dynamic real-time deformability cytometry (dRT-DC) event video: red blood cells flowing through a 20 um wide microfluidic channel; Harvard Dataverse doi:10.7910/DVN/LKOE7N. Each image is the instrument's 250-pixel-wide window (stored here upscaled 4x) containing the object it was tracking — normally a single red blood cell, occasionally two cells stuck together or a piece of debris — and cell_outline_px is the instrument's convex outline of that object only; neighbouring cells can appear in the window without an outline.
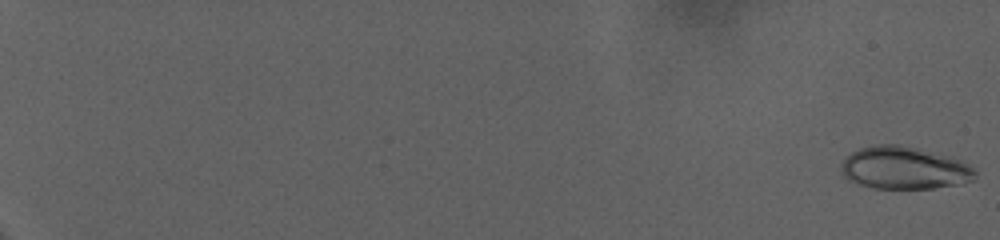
{"species": "human", "species_latin": "Homo sapiens", "temperature_condition": "warm", "stored_images_in_passage": 82, "camera_frame_rate_fps": 3000, "um_per_image_px": 0.085, "donor": {"sex": "female"}, "frame": {"image": 1, "passage_image": 1, "time_ms": 0.0, "image_size_px": [1000, 240], "cell_outline_px": [[976, 176], [972, 180], [964, 184], [932, 188], [872, 188], [856, 184], [848, 180], [844, 176], [840, 168], [840, 164], [852, 152], [860, 148], [872, 144], [896, 144], [916, 148], [952, 156], [964, 160], [976, 168]], "centroid_in_image_um": [76.9, 14.28], "position_along_channel_um": 8.1, "area_um2": 33.76}}
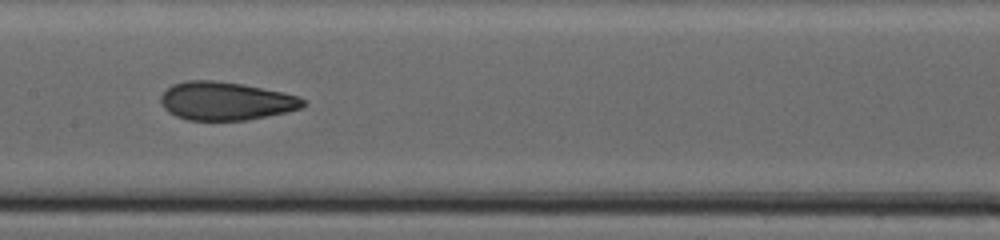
{"frame": {"image": 2, "passage_image": 49, "time_ms": 16.0, "image_size_px": [1000, 240], "cell_outline_px": [[308, 104], [300, 108], [288, 112], [248, 120], [188, 120], [176, 116], [168, 112], [164, 108], [160, 100], [160, 96], [172, 84], [184, 80], [212, 80], [244, 84], [284, 92], [300, 96]], "centroid_in_image_um": [19.22, 8.58], "position_along_channel_um": 188.2, "area_um2": 32.08}}
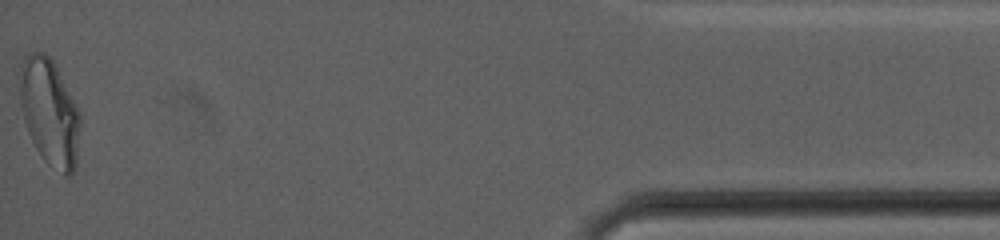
{"frame": {"image": 3, "passage_image": 82, "time_ms": 27.0, "image_size_px": [1000, 240], "cell_outline_px": [[80, 124], [76, 168], [68, 176], [64, 176], [48, 164], [44, 160], [36, 148], [28, 132], [24, 120], [20, 104], [16, 76], [20, 64], [24, 56], [28, 52], [44, 52], [52, 60], [80, 112]], "centroid_in_image_um": [4.17, 9.51], "position_along_channel_um": 431.0, "area_um2": 38.09}, "authors_computed_cell_mechanics": {"area_um2": 31.7322, "velocity_mm_per_s": 2.7974, "shape_relaxation_time_tau1_ms": null, "shape_relaxation_time_tau2_ms": 1.5069, "deformation_change_tau1": null, "deformation_change_tau2": 0.0762}}